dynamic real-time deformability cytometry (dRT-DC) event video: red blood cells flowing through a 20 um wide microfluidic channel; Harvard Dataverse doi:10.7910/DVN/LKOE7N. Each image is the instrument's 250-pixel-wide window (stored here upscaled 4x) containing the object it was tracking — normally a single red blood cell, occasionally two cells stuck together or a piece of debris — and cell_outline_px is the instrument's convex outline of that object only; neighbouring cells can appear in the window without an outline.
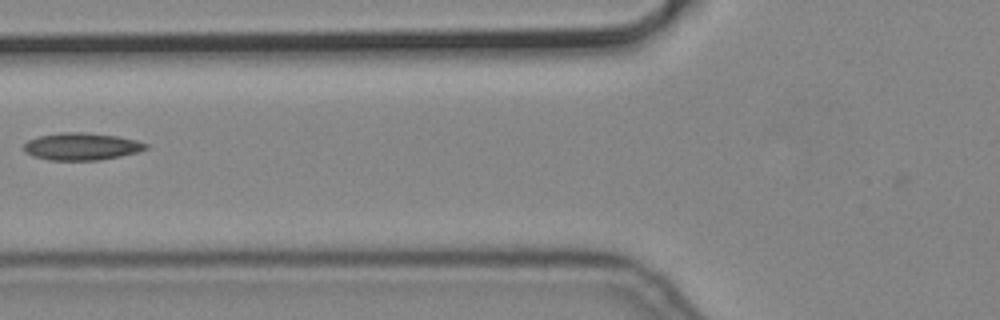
{"species": "common noctule bat (a hibernating species)", "species_latin": "Nyctalus noctula", "temperature_condition": "cold", "stored_images_in_passage": 4, "camera_frame_rate_fps": 3000, "um_per_image_px": 0.085, "animal": {"sex": "male", "body_mass_g": 19.2, "forearm_length_mm": 51.8}, "frame": {"image": 1, "passage_image": 3, "time_ms": 0.667, "image_size_px": [1000, 320], "cell_outline_px": [[148, 148], [136, 152], [120, 156], [100, 160], [48, 160], [32, 156], [24, 152], [24, 144], [28, 140], [40, 136], [60, 132], [84, 132], [116, 136], [136, 140], [148, 144]], "centroid_in_image_um": [6.9, 12.45], "position_along_channel_um": 118.9, "area_um2": 19.36}}
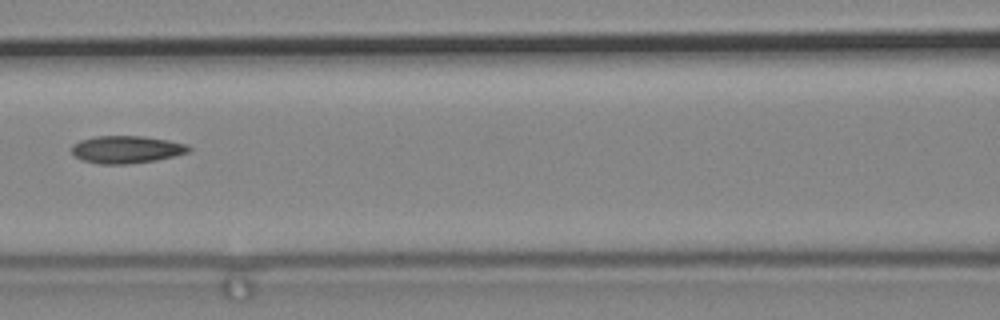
{"frame": {"image": 2, "passage_image": 4, "time_ms": 1.0, "image_size_px": [1000, 320], "cell_outline_px": [[192, 148], [188, 152], [176, 156], [156, 160], [128, 164], [100, 164], [80, 160], [72, 152], [72, 144], [80, 140], [96, 136], [144, 136], [168, 140], [188, 144]], "centroid_in_image_um": [10.76, 12.7], "position_along_channel_um": 155.8, "area_um2": 18.9}}